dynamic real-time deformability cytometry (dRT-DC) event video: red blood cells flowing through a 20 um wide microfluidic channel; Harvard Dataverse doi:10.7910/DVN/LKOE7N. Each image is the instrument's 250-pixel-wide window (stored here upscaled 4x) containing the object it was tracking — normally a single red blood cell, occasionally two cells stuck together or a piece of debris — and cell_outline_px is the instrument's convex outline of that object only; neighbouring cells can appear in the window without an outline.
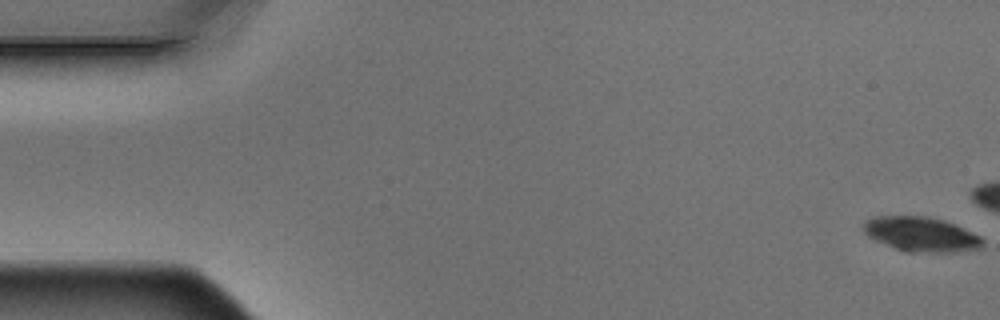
{"species": "Egyptian fruit bat (a non-hibernating species)", "species_latin": "Rousettus aegyptiacus", "temperature_condition": "warm", "stored_images_in_passage": 6, "camera_frame_rate_fps": 3000, "um_per_image_px": 0.085, "animal": {"sex": "male"}, "frame": {"image": 1, "passage_image": 1, "time_ms": 0.0, "image_size_px": [1000, 320], "cell_outline_px": [[984, 244], [980, 248], [956, 252], [908, 252], [884, 244], [868, 236], [864, 232], [864, 220], [872, 216], [928, 216], [944, 220], [980, 236], [984, 240]], "centroid_in_image_um": [78.29, 19.91], "position_along_channel_um": 6.7, "area_um2": 23.99}}